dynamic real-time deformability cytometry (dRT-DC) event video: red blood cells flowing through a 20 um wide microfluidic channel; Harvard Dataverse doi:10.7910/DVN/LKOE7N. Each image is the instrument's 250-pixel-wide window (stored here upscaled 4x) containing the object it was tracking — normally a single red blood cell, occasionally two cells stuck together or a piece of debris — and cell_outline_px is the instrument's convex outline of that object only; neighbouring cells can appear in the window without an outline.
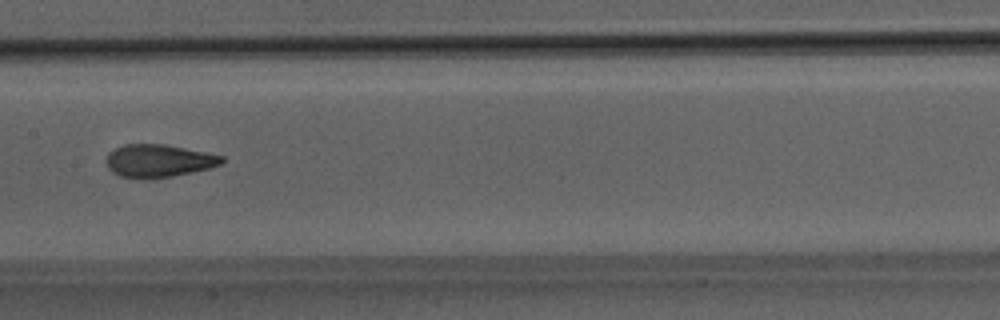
{"species": "Egyptian fruit bat (a non-hibernating species)", "species_latin": "Rousettus aegyptiacus", "temperature_condition": "room temperature", "stored_images_in_passage": 47, "camera_frame_rate_fps": 3000, "um_per_image_px": 0.085, "animal": {"sex": "male"}, "frame": {"image": 1, "passage_image": 23, "time_ms": 7.333, "image_size_px": [1000, 320], "cell_outline_px": [[224, 160], [220, 164], [212, 168], [152, 180], [140, 180], [120, 176], [112, 172], [108, 168], [104, 160], [108, 152], [124, 144], [164, 144], [224, 156]], "centroid_in_image_um": [13.43, 13.69], "position_along_channel_um": 194.0, "area_um2": 22.48}}
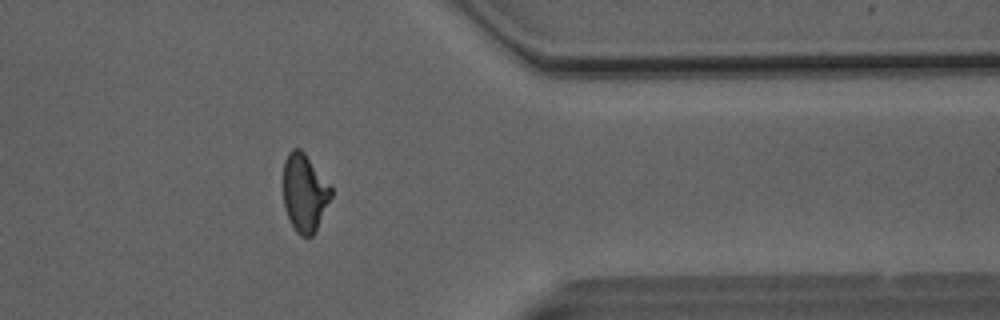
{"frame": {"image": 2, "passage_image": 38, "time_ms": 12.333, "image_size_px": [1000, 320], "cell_outline_px": [[332, 196], [316, 232], [312, 236], [300, 236], [296, 232], [288, 216], [284, 204], [284, 160], [288, 152], [292, 148], [300, 148], [304, 152], [332, 184]], "centroid_in_image_um": [25.92, 16.36], "position_along_channel_um": 385.5, "area_um2": 22.02}}
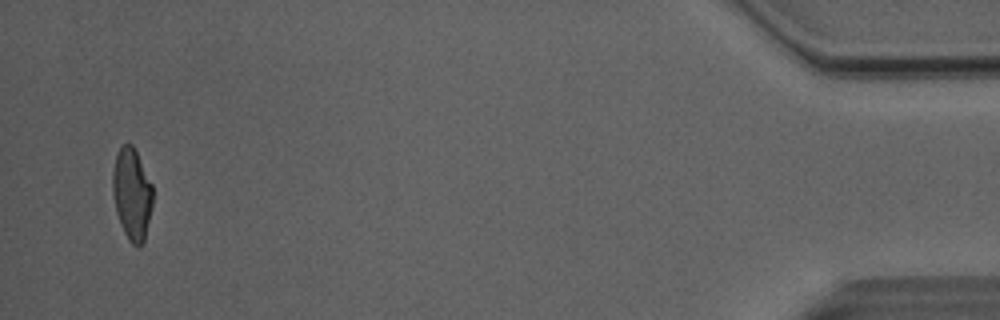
{"frame": {"image": 3, "passage_image": 46, "time_ms": 15.0, "image_size_px": [1000, 320], "cell_outline_px": [[152, 208], [144, 240], [140, 248], [132, 244], [128, 240], [120, 224], [116, 212], [112, 192], [112, 172], [116, 156], [120, 144], [132, 144], [152, 184]], "centroid_in_image_um": [11.2, 16.51], "position_along_channel_um": 424.0, "area_um2": 21.5}, "authors_computed_cell_mechanics": {"area_um2": 22.1952, "velocity_mm_per_s": 4.1087, "shape_relaxation_time_tau1_ms": 4.4117, "shape_relaxation_time_tau2_ms": 1.3816, "deformation_change_tau1": 0.1755, "deformation_change_tau2": 0.0719}}